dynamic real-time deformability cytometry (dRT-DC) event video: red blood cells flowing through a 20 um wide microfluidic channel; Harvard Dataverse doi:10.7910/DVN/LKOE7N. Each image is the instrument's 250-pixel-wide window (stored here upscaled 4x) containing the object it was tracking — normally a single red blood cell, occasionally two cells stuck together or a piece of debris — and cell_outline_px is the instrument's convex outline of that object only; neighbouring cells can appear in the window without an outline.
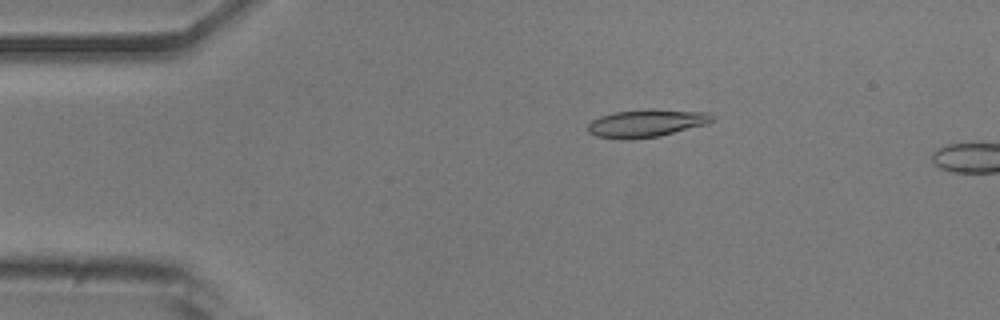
{"species": "common noctule bat (a hibernating species)", "species_latin": "Nyctalus noctula", "temperature_condition": "room temperature", "stored_images_in_passage": 13, "camera_frame_rate_fps": 3000, "um_per_image_px": 0.085, "animal": {"sex": "male", "body_mass_g": 20.5, "forearm_length_mm": 52.5}, "frame": {"image": 1, "passage_image": 10, "time_ms": 3.0, "image_size_px": [1000, 320], "cell_outline_px": [[716, 120], [708, 124], [660, 136], [632, 140], [620, 140], [596, 136], [588, 132], [588, 124], [592, 120], [600, 116], [616, 112], [648, 108], [652, 108], [708, 112], [716, 116]], "centroid_in_image_um": [55.0, 10.47], "position_along_channel_um": 30.0, "area_um2": 20.69}}